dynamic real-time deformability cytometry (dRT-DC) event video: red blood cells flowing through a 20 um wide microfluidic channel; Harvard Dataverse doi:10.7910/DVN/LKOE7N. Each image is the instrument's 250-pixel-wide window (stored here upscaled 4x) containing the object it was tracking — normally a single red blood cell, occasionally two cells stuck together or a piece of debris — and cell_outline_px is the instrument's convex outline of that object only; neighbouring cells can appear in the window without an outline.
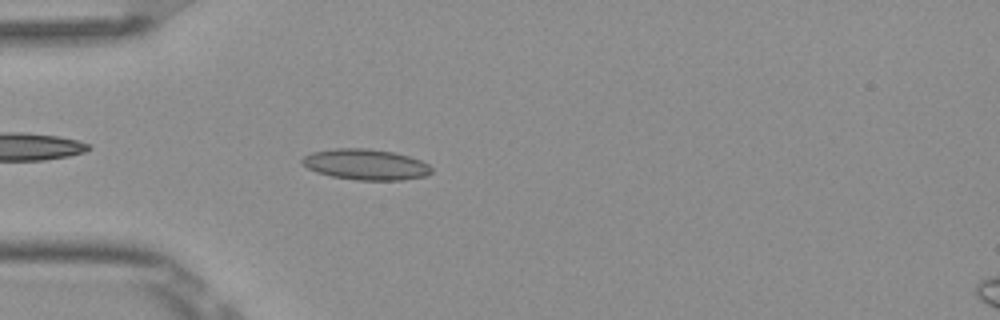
{"species": "Egyptian fruit bat (a non-hibernating species)", "species_latin": "Rousettus aegyptiacus", "temperature_condition": "room temperature", "stored_images_in_passage": 3, "camera_frame_rate_fps": 3000, "um_per_image_px": 0.085, "frame": {"image": 1, "passage_image": 3, "time_ms": 0.667, "image_size_px": [1000, 320], "cell_outline_px": [[432, 172], [424, 176], [404, 180], [356, 180], [332, 176], [316, 172], [300, 164], [300, 160], [304, 156], [312, 152], [336, 148], [364, 148], [392, 152], [408, 156], [420, 160], [428, 164], [432, 168]], "centroid_in_image_um": [31.06, 13.98], "position_along_channel_um": 53.9, "area_um2": 23.18}}